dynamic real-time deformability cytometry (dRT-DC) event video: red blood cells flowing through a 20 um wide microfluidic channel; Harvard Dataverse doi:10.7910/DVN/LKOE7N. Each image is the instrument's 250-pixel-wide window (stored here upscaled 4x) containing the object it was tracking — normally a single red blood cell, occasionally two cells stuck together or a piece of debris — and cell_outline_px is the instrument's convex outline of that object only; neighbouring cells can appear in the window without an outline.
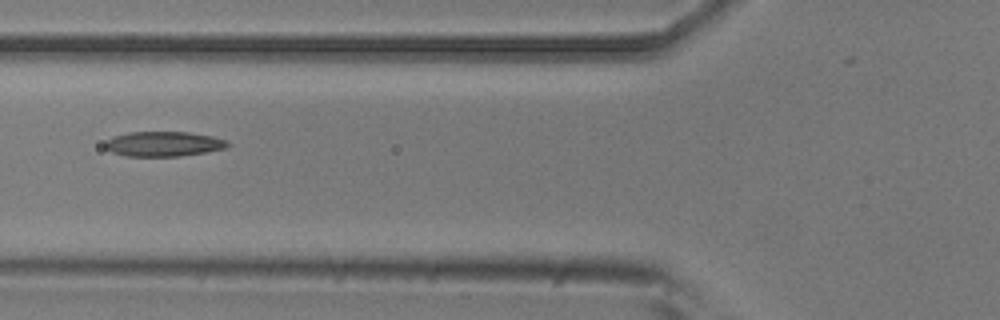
{"species": "common noctule bat (a hibernating species)", "species_latin": "Nyctalus noctula", "temperature_condition": "room temperature", "stored_images_in_passage": 3, "camera_frame_rate_fps": 3000, "um_per_image_px": 0.085, "animal": {"sex": "male", "body_mass_g": 20.5, "forearm_length_mm": 52.5}, "frame": {"image": 1, "passage_image": 3, "time_ms": 0.667, "image_size_px": [1000, 320], "cell_outline_px": [[232, 144], [224, 148], [204, 152], [180, 156], [124, 156], [112, 152], [104, 148], [104, 140], [112, 136], [128, 132], [188, 132], [212, 136], [228, 140]], "centroid_in_image_um": [13.86, 12.23], "position_along_channel_um": 111.9, "area_um2": 17.98}}